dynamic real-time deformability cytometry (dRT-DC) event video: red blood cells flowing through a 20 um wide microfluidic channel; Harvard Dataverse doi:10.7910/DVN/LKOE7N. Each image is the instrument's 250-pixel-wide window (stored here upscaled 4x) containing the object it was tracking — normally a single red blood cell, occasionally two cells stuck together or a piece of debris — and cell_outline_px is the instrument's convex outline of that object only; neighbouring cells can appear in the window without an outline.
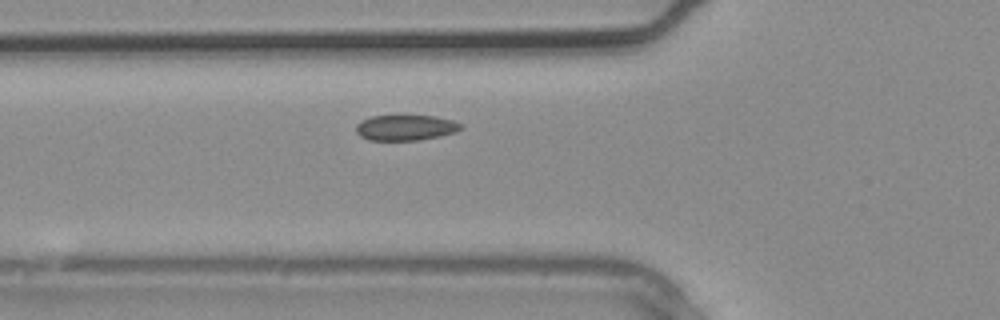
{"species": "common noctule bat (a hibernating species)", "species_latin": "Nyctalus noctula", "temperature_condition": "warm", "stored_images_in_passage": 4, "camera_frame_rate_fps": 3000, "um_per_image_px": 0.085, "animal": {"sex": "male", "body_mass_g": 20.4}, "frame": {"image": 1, "passage_image": 4, "time_ms": 1.0, "image_size_px": [1000, 320], "cell_outline_px": [[464, 128], [456, 132], [440, 136], [420, 140], [368, 140], [360, 136], [356, 132], [356, 124], [360, 120], [372, 116], [436, 116], [452, 120], [464, 124]], "centroid_in_image_um": [34.5, 10.85], "position_along_channel_um": 91.3, "area_um2": 15.78}}